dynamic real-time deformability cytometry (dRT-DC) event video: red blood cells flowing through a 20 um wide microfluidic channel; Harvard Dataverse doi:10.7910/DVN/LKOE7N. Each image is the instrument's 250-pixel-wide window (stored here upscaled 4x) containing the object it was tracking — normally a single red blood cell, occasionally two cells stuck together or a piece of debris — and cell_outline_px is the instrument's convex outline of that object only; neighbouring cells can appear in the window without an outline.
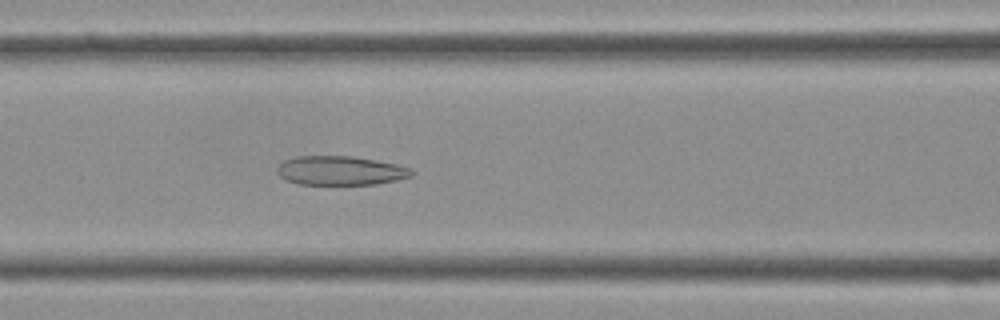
{"species": "Egyptian fruit bat (a non-hibernating species)", "species_latin": "Rousettus aegyptiacus", "temperature_condition": "cold", "stored_images_in_passage": 40, "camera_frame_rate_fps": 3000, "um_per_image_px": 0.085, "frame": {"image": 1, "passage_image": 16, "time_ms": 5.0, "image_size_px": [1000, 320], "cell_outline_px": [[416, 172], [412, 176], [396, 180], [376, 184], [300, 184], [288, 180], [280, 176], [276, 172], [276, 168], [284, 160], [296, 156], [352, 156], [376, 160], [396, 164], [412, 168]], "centroid_in_image_um": [28.96, 14.49], "position_along_channel_um": 137.6, "area_um2": 22.83}}
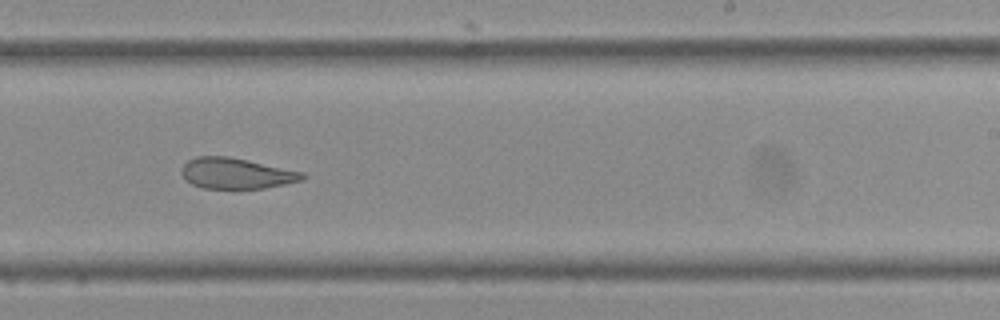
{"frame": {"image": 2, "passage_image": 24, "time_ms": 7.667, "image_size_px": [1000, 320], "cell_outline_px": [[308, 176], [304, 180], [264, 188], [204, 188], [192, 184], [184, 180], [180, 172], [184, 164], [188, 160], [196, 156], [228, 156], [248, 160], [304, 172]], "centroid_in_image_um": [20.08, 14.73], "position_along_channel_um": 268.9, "area_um2": 21.79}}
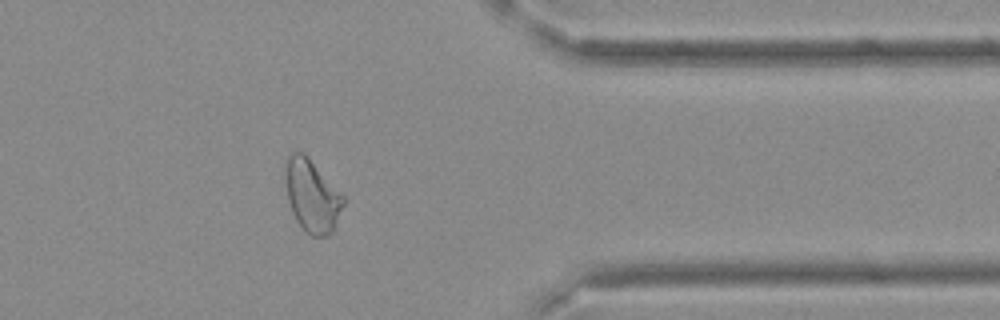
{"frame": {"image": 3, "passage_image": 32, "time_ms": 10.333, "image_size_px": [1000, 320], "cell_outline_px": [[344, 204], [332, 232], [328, 236], [312, 236], [304, 232], [296, 220], [292, 212], [288, 200], [284, 176], [284, 160], [292, 152], [304, 152], [344, 196]], "centroid_in_image_um": [26.49, 16.63], "position_along_channel_um": 384.9, "area_um2": 24.68}}